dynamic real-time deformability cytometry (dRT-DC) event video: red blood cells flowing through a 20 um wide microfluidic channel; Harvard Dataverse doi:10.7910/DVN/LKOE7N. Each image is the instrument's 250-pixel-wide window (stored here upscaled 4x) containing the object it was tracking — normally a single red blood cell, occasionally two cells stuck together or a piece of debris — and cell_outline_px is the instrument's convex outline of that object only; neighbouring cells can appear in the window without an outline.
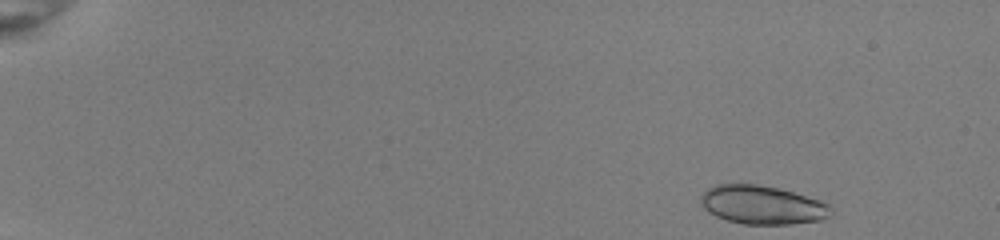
{"species": "common noctule bat (a hibernating species)", "species_latin": "Nyctalus noctula", "temperature_condition": "room temperature", "stored_images_in_passage": 47, "camera_frame_rate_fps": 3000, "um_per_image_px": 0.085, "animal": {"sex": "female", "body_mass_g": 22.0, "forearm_length_mm": 56.7}, "frame": {"image": 1, "passage_image": 1, "time_ms": 0.0, "image_size_px": [1000, 240], "cell_outline_px": [[832, 216], [824, 220], [792, 224], [744, 224], [728, 220], [716, 216], [708, 212], [700, 204], [700, 196], [708, 188], [716, 184], [756, 184], [776, 188], [792, 192], [820, 200], [828, 204], [832, 208]], "centroid_in_image_um": [64.81, 17.43], "position_along_channel_um": 20.2, "area_um2": 29.42}}
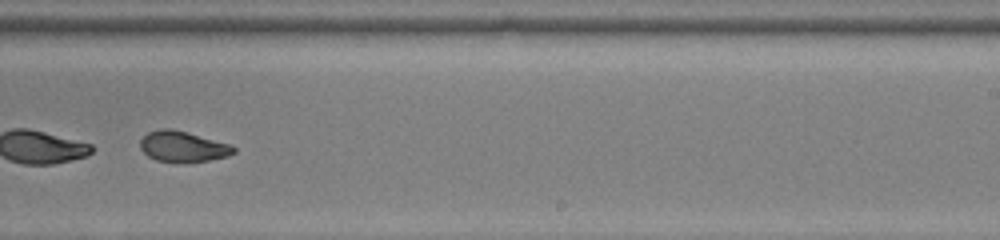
{"frame": {"image": 2, "passage_image": 31, "time_ms": 10.0, "image_size_px": [1000, 240], "cell_outline_px": [[236, 152], [228, 156], [188, 164], [180, 164], [156, 160], [148, 156], [140, 148], [140, 140], [148, 132], [160, 128], [172, 128], [188, 132], [232, 144], [236, 148]], "centroid_in_image_um": [15.56, 12.47], "position_along_channel_um": 273.4, "area_um2": 17.28}}
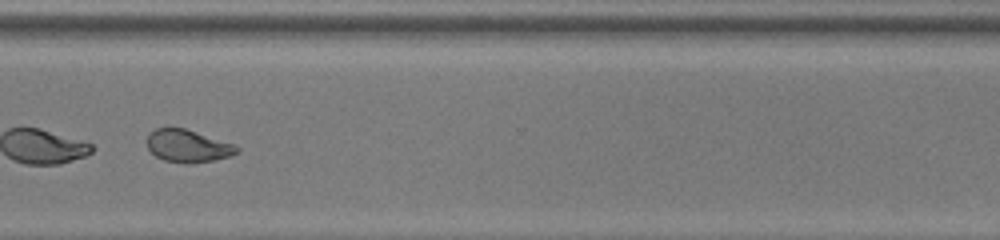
{"frame": {"image": 3, "passage_image": 37, "time_ms": 12.0, "image_size_px": [1000, 240], "cell_outline_px": [[240, 152], [228, 156], [212, 160], [188, 164], [164, 160], [156, 156], [148, 148], [148, 136], [156, 128], [184, 128], [232, 144], [240, 148]], "centroid_in_image_um": [15.96, 12.42], "position_along_channel_um": 354.6, "area_um2": 16.59}, "authors_computed_cell_mechanics": {"area_um2": 28.2642, "velocity_mm_per_s": 4.033, "shape_relaxation_time_tau1_ms": 6.9744, "shape_relaxation_time_tau2_ms": 2.7242, "deformation_change_tau1": 0.1739, "deformation_change_tau2": 0.0793}}